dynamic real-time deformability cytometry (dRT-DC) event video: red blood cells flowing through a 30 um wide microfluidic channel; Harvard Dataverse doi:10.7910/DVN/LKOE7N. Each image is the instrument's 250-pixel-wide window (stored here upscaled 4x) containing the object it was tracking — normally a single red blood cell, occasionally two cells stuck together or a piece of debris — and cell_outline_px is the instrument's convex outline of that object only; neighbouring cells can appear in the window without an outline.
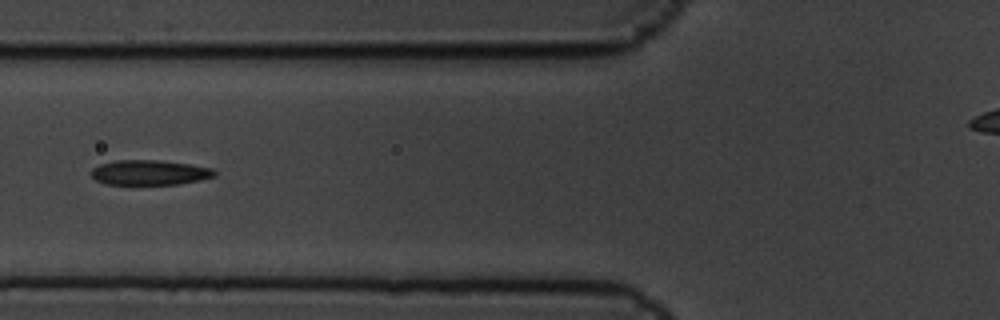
{"species": "common noctule bat (a hibernating species)", "species_latin": "Nyctalus noctula", "temperature_condition": "cold", "stored_images_in_passage": 14, "camera_frame_rate_fps": 3000, "um_per_image_px": 0.085, "animal": {"sex": "male", "body_mass_g": 19.5, "forearm_length_mm": 54.6}, "frame": {"image": 1, "passage_image": 6, "time_ms": 1.667, "image_size_px": [1000, 320], "cell_outline_px": [[216, 176], [200, 180], [180, 184], [104, 184], [96, 180], [92, 176], [92, 168], [100, 164], [116, 160], [156, 160], [188, 164], [212, 168], [216, 172]], "centroid_in_image_um": [12.72, 14.67], "position_along_channel_um": 113.1, "area_um2": 17.86}}
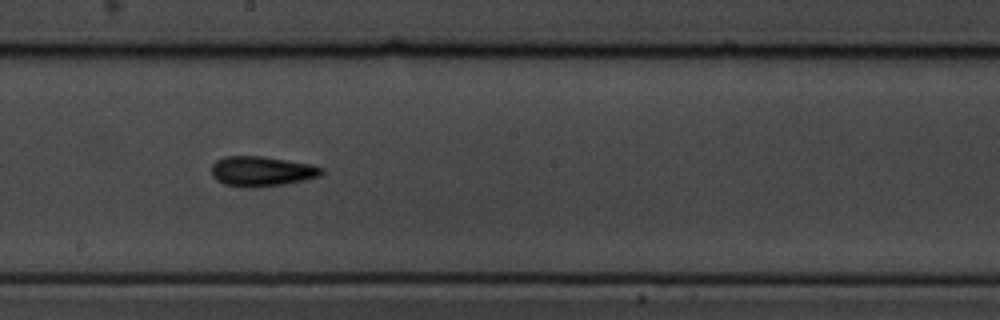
{"frame": {"image": 2, "passage_image": 9, "time_ms": 2.667, "image_size_px": [1000, 320], "cell_outline_px": [[324, 172], [320, 176], [304, 180], [284, 184], [252, 188], [240, 188], [224, 184], [216, 180], [212, 176], [212, 164], [216, 160], [224, 156], [264, 156], [312, 164], [324, 168]], "centroid_in_image_um": [22.24, 14.56], "position_along_channel_um": 226.0, "area_um2": 19.59}}
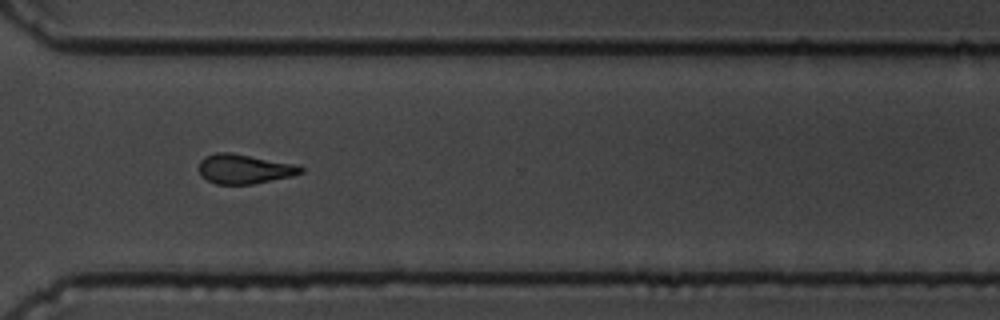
{"frame": {"image": 3, "passage_image": 12, "time_ms": 3.667, "image_size_px": [1000, 320], "cell_outline_px": [[304, 172], [292, 176], [252, 184], [216, 184], [200, 176], [200, 160], [204, 156], [216, 152], [232, 152], [296, 164], [304, 168]], "centroid_in_image_um": [20.77, 14.35], "position_along_channel_um": 349.8, "area_um2": 17.63}}